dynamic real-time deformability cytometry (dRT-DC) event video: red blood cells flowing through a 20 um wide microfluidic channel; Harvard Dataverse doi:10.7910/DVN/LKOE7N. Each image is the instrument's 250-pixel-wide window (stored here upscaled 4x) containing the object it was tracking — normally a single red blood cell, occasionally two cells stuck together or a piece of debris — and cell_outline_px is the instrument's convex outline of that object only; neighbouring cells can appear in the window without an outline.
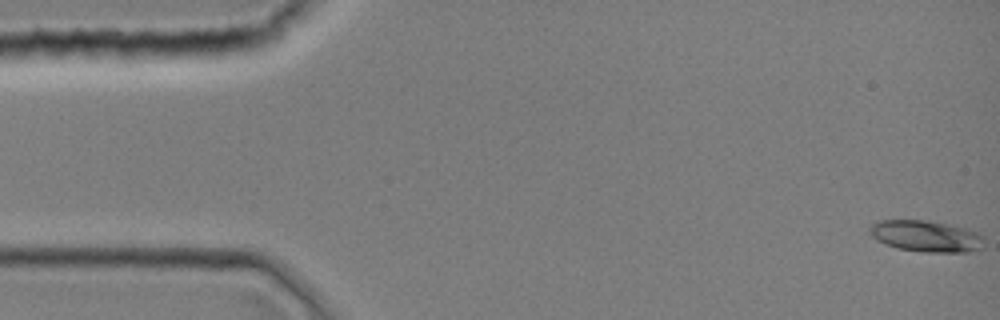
{"species": "common noctule bat (a hibernating species)", "species_latin": "Nyctalus noctula", "temperature_condition": "room temperature", "stored_images_in_passage": 44, "camera_frame_rate_fps": 3000, "um_per_image_px": 0.085, "animal": {"sex": "female", "body_mass_g": 19.0, "forearm_length_mm": 51.5}, "frame": {"image": 1, "passage_image": 1, "time_ms": 0.0, "image_size_px": [1000, 320], "cell_outline_px": [[984, 248], [968, 252], [924, 252], [896, 248], [872, 236], [868, 228], [876, 220], [924, 220], [948, 224], [980, 232], [984, 236]], "centroid_in_image_um": [78.77, 20.07], "position_along_channel_um": 6.2, "area_um2": 21.04}}
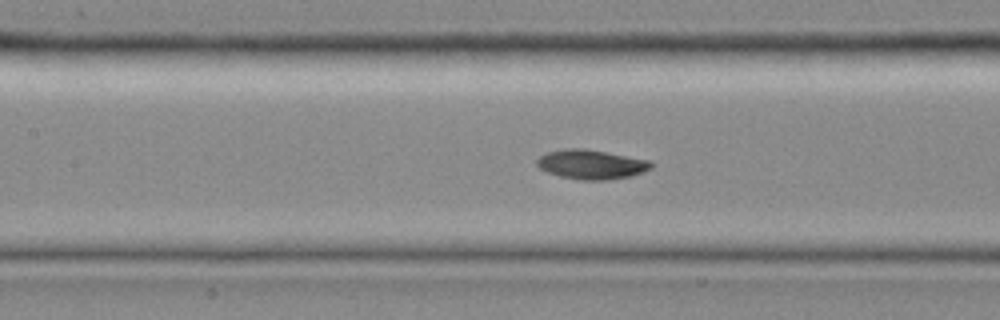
{"frame": {"image": 2, "passage_image": 20, "time_ms": 6.333, "image_size_px": [1000, 320], "cell_outline_px": [[652, 168], [644, 172], [632, 176], [608, 180], [580, 180], [560, 176], [548, 172], [540, 168], [536, 164], [536, 160], [540, 156], [548, 152], [564, 148], [584, 148], [652, 160]], "centroid_in_image_um": [50.3, 13.97], "position_along_channel_um": 157.1, "area_um2": 19.77}}
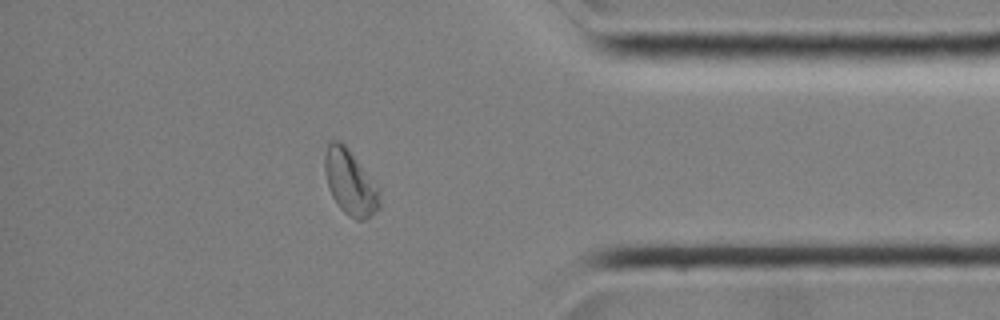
{"frame": {"image": 3, "passage_image": 38, "time_ms": 12.333, "image_size_px": [1000, 320], "cell_outline_px": [[380, 208], [364, 220], [356, 220], [348, 216], [340, 208], [332, 196], [328, 188], [324, 172], [324, 156], [328, 140], [332, 136], [340, 140], [348, 148], [380, 184]], "centroid_in_image_um": [29.78, 15.45], "position_along_channel_um": 405.4, "area_um2": 21.79}}